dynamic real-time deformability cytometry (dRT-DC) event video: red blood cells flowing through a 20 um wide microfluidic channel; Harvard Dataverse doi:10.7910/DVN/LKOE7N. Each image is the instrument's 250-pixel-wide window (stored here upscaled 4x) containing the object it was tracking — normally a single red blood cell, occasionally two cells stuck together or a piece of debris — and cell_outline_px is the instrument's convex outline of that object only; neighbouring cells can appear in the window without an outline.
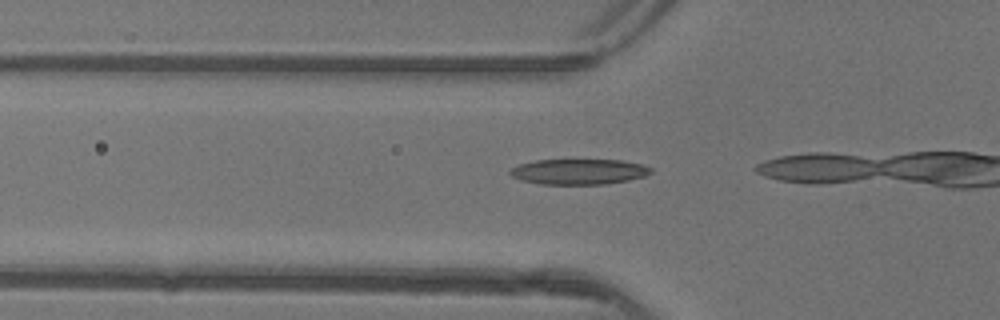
{"species": "common noctule bat (a hibernating species)", "species_latin": "Nyctalus noctula", "temperature_condition": "warm", "stored_images_in_passage": 4, "camera_frame_rate_fps": 3000, "um_per_image_px": 0.085, "animal": {"sex": "female"}, "frame": {"image": 1, "passage_image": 2, "time_ms": 0.333, "image_size_px": [1000, 320], "cell_outline_px": [[652, 172], [644, 176], [628, 180], [604, 184], [540, 184], [520, 180], [512, 176], [508, 172], [512, 168], [520, 164], [536, 160], [620, 160], [640, 164], [652, 168]], "centroid_in_image_um": [49.18, 14.59], "position_along_channel_um": 76.6, "area_um2": 20.75}}